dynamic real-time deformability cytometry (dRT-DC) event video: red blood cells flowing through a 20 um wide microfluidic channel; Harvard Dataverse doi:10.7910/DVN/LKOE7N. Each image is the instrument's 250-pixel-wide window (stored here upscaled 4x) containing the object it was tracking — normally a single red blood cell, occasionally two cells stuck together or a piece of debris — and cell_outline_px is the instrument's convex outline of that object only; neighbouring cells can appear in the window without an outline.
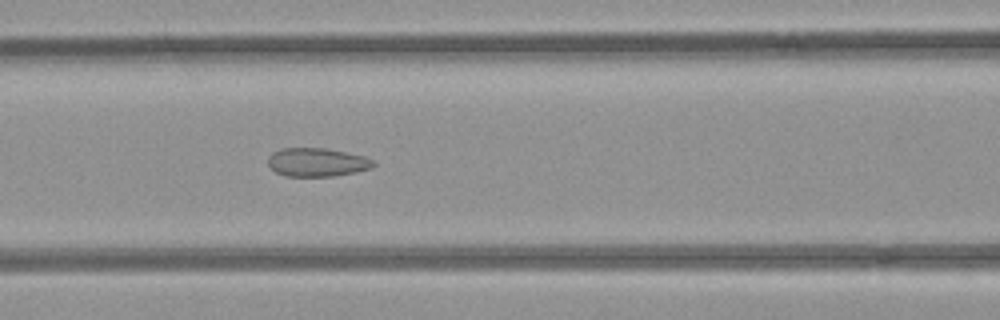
{"species": "common noctule bat (a hibernating species)", "species_latin": "Nyctalus noctula", "temperature_condition": "room temperature", "stored_images_in_passage": 46, "camera_frame_rate_fps": 3000, "um_per_image_px": 0.085, "animal": {"sex": "female", "body_mass_g": 21.9}, "frame": {"image": 1, "passage_image": 16, "time_ms": 5.0, "image_size_px": [1000, 320], "cell_outline_px": [[376, 164], [372, 168], [356, 172], [332, 176], [284, 176], [276, 172], [268, 164], [268, 156], [272, 152], [280, 148], [324, 148], [364, 156], [372, 160]], "centroid_in_image_um": [26.92, 13.79], "position_along_channel_um": 139.7, "area_um2": 17.51}}
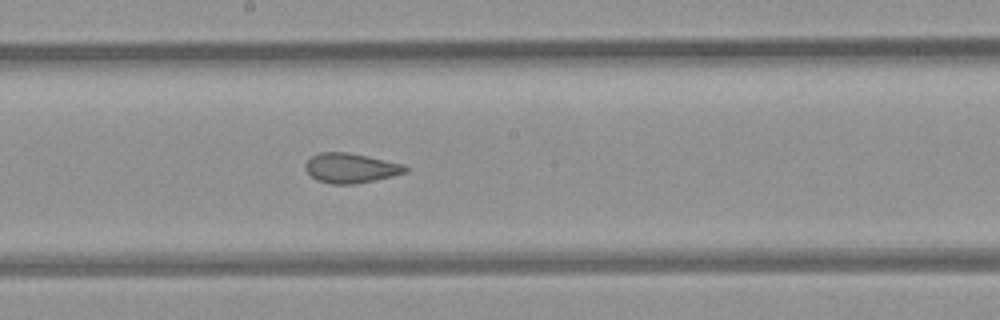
{"frame": {"image": 2, "passage_image": 22, "time_ms": 7.0, "image_size_px": [1000, 320], "cell_outline_px": [[408, 172], [392, 176], [356, 184], [332, 184], [316, 180], [304, 168], [304, 164], [312, 156], [320, 152], [344, 152], [404, 164], [408, 168]], "centroid_in_image_um": [29.8, 14.29], "position_along_channel_um": 218.4, "area_um2": 17.17}}
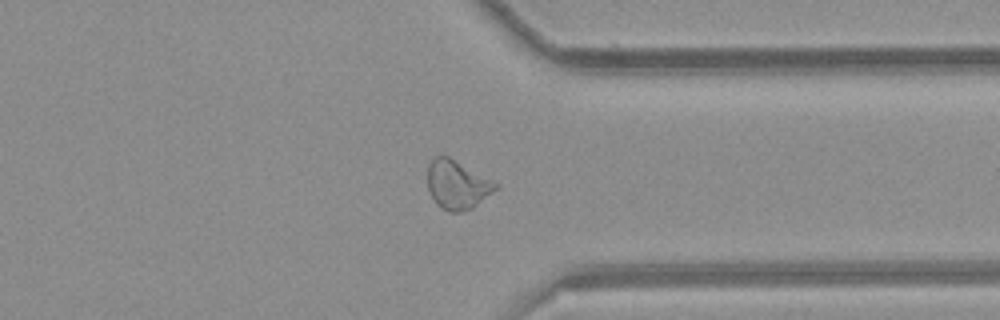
{"frame": {"image": 3, "passage_image": 34, "time_ms": 11.0, "image_size_px": [1000, 320], "cell_outline_px": [[500, 188], [472, 208], [460, 212], [448, 212], [436, 204], [428, 188], [428, 164], [436, 156], [448, 156], [500, 184]], "centroid_in_image_um": [38.89, 15.71], "position_along_channel_um": 372.5, "area_um2": 19.36}, "authors_computed_cell_mechanics": {"area_um2": 19.363, "velocity_mm_per_s": 3.9277, "shape_relaxation_time_tau1_ms": null, "shape_relaxation_time_tau2_ms": 1.2635, "deformation_change_tau1": null, "deformation_change_tau2": 0.0796}}